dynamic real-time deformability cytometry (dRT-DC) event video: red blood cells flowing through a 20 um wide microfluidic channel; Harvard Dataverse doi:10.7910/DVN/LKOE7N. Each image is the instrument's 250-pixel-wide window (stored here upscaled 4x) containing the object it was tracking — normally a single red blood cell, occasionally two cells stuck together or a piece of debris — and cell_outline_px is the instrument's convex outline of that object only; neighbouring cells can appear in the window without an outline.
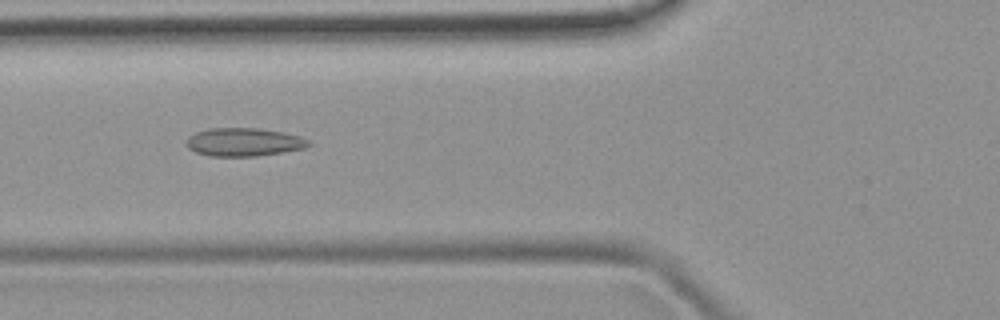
{"species": "common noctule bat (a hibernating species)", "species_latin": "Nyctalus noctula", "temperature_condition": "room temperature", "stored_images_in_passage": 49, "camera_frame_rate_fps": 3000, "um_per_image_px": 0.085, "animal": {"sex": "female", "body_mass_g": 19.9}, "frame": {"image": 1, "passage_image": 18, "time_ms": 5.667, "image_size_px": [1000, 320], "cell_outline_px": [[312, 144], [304, 148], [284, 152], [256, 156], [208, 156], [196, 152], [188, 148], [184, 144], [188, 136], [196, 132], [208, 128], [260, 128], [284, 132], [300, 136], [308, 140]], "centroid_in_image_um": [20.71, 12.07], "position_along_channel_um": 105.1, "area_um2": 20.35}}
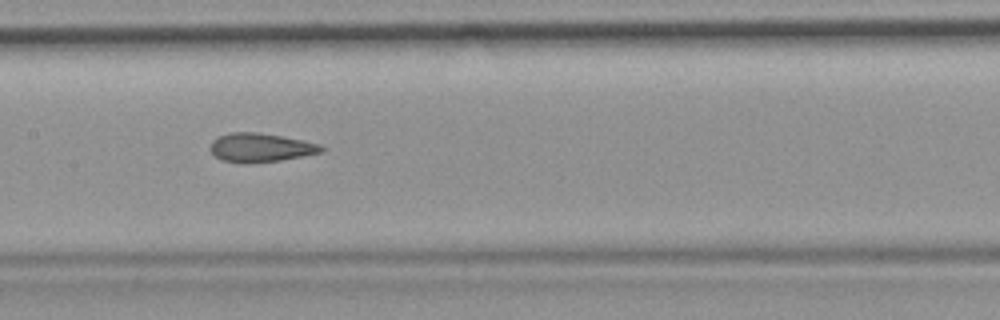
{"frame": {"image": 2, "passage_image": 24, "time_ms": 7.667, "image_size_px": [1000, 320], "cell_outline_px": [[324, 152], [280, 160], [248, 164], [220, 160], [208, 148], [212, 140], [220, 136], [232, 132], [256, 132], [280, 136], [320, 144], [324, 148]], "centroid_in_image_um": [22.12, 12.56], "position_along_channel_um": 185.3, "area_um2": 18.61}}
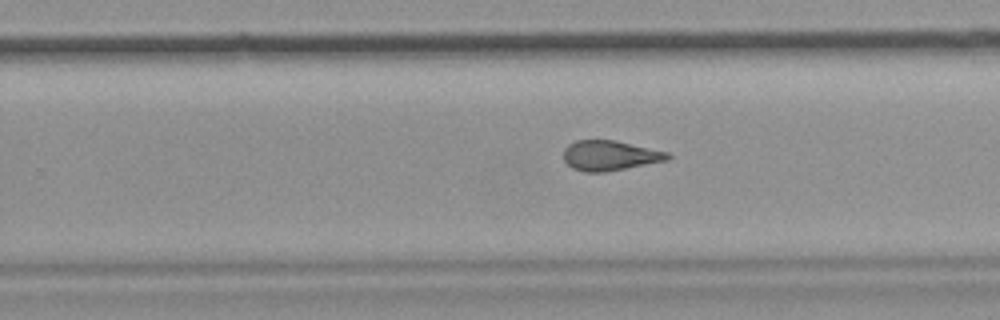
{"frame": {"image": 3, "passage_image": 31, "time_ms": 10.0, "image_size_px": [1000, 320], "cell_outline_px": [[672, 156], [668, 160], [604, 172], [584, 172], [572, 168], [564, 160], [564, 148], [568, 144], [576, 140], [616, 140], [668, 152]], "centroid_in_image_um": [51.83, 13.21], "position_along_channel_um": 278.0, "area_um2": 18.21}, "authors_computed_cell_mechanics": {"area_um2": 19.363, "velocity_mm_per_s": 4.0055, "shape_relaxation_time_tau1_ms": null, "shape_relaxation_time_tau2_ms": 2.3156, "deformation_change_tau1": null, "deformation_change_tau2": 0.0972}}